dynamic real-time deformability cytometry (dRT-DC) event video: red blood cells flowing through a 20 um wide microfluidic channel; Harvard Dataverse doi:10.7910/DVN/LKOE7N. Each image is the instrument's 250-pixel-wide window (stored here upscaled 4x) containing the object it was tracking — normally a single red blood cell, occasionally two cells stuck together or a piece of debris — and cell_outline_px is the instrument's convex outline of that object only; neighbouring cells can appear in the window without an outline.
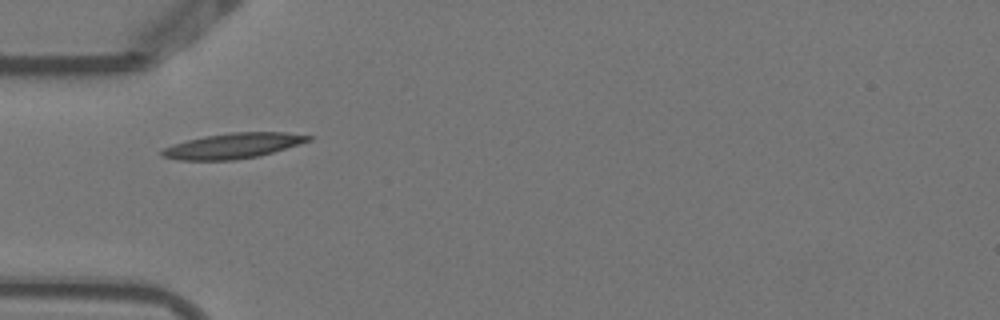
{"species": "Egyptian fruit bat (a non-hibernating species)", "species_latin": "Rousettus aegyptiacus", "temperature_condition": "warm", "stored_images_in_passage": 3, "camera_frame_rate_fps": 3000, "um_per_image_px": 0.085, "animal": {"sex": "female"}, "frame": {"image": 1, "passage_image": 1, "time_ms": 0.0, "image_size_px": [1000, 320], "cell_outline_px": [[312, 140], [260, 156], [232, 160], [176, 160], [160, 156], [160, 152], [164, 148], [172, 144], [204, 136], [232, 132], [284, 132], [312, 136]], "centroid_in_image_um": [19.78, 12.4], "position_along_channel_um": 65.2, "area_um2": 21.62}}
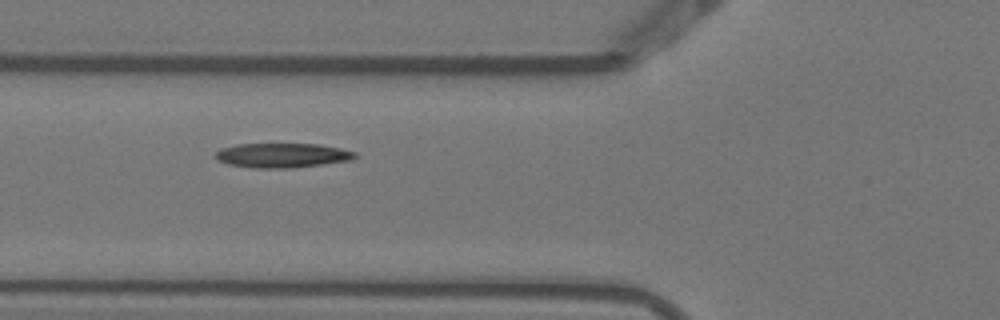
{"frame": {"image": 2, "passage_image": 2, "time_ms": 0.333, "image_size_px": [1000, 320], "cell_outline_px": [[360, 156], [352, 160], [292, 168], [256, 168], [228, 164], [216, 160], [216, 152], [220, 148], [236, 144], [320, 144], [340, 148], [356, 152]], "centroid_in_image_um": [24.02, 13.2], "position_along_channel_um": 101.8, "area_um2": 20.06}}